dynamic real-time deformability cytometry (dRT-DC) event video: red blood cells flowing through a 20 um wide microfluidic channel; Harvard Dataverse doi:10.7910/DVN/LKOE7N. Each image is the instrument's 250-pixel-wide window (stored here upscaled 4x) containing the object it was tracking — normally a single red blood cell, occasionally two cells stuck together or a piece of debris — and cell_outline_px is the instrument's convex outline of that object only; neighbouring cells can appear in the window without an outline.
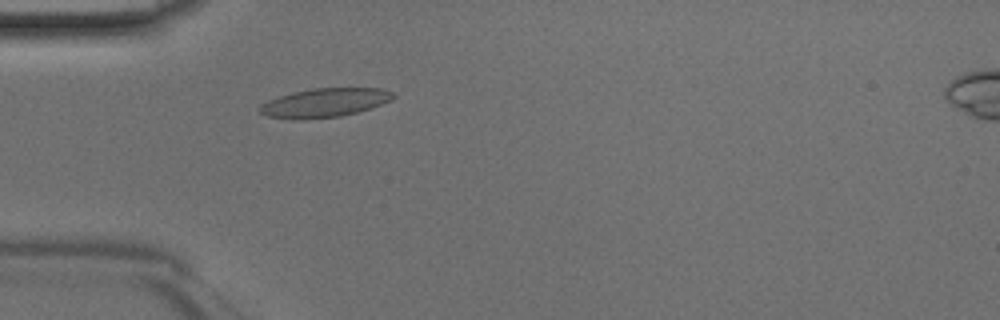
{"species": "Egyptian fruit bat (a non-hibernating species)", "species_latin": "Rousettus aegyptiacus", "temperature_condition": "room temperature", "stored_images_in_passage": 36, "camera_frame_rate_fps": 3000, "um_per_image_px": 0.085, "animal": {"sex": "male"}, "frame": {"image": 1, "passage_image": 4, "time_ms": 1.0, "image_size_px": [1000, 320], "cell_outline_px": [[396, 96], [392, 100], [356, 112], [340, 116], [304, 120], [292, 120], [268, 116], [260, 112], [260, 104], [268, 100], [292, 92], [312, 88], [380, 88], [392, 92]], "centroid_in_image_um": [27.56, 8.73], "position_along_channel_um": 57.4, "area_um2": 22.43}}
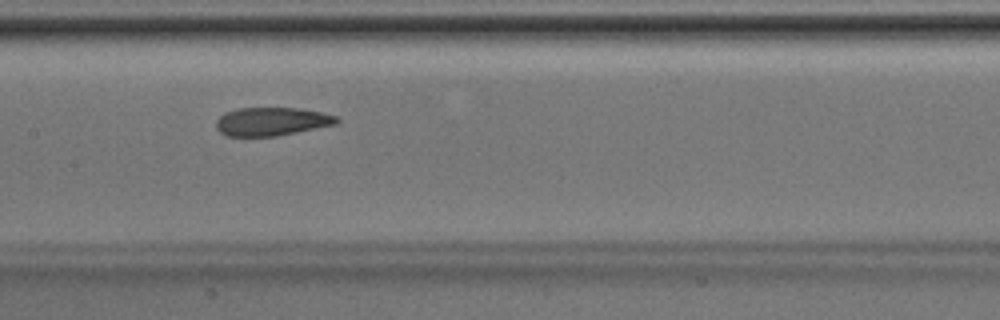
{"frame": {"image": 2, "passage_image": 13, "time_ms": 4.0, "image_size_px": [1000, 320], "cell_outline_px": [[340, 120], [336, 124], [276, 136], [224, 136], [216, 128], [216, 120], [224, 112], [236, 108], [300, 108], [320, 112], [336, 116]], "centroid_in_image_um": [23.05, 10.32], "position_along_channel_um": 184.4, "area_um2": 19.94}}
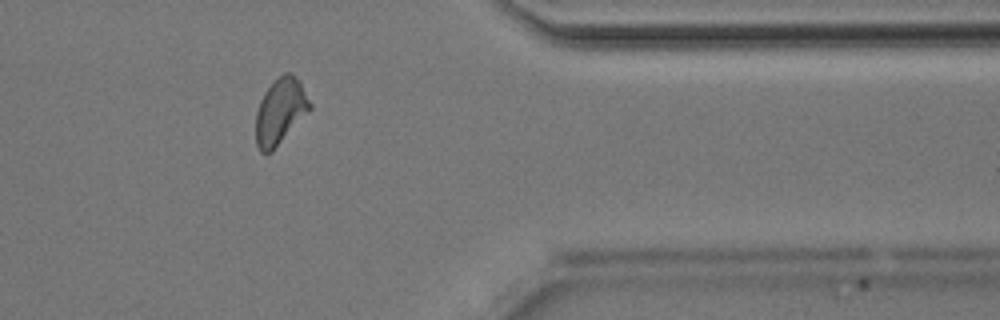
{"frame": {"image": 3, "passage_image": 28, "time_ms": 9.0, "image_size_px": [1000, 320], "cell_outline_px": [[312, 108], [272, 152], [260, 152], [256, 144], [256, 112], [260, 100], [264, 92], [284, 72], [292, 72], [300, 80], [312, 104]], "centroid_in_image_um": [23.84, 9.45], "position_along_channel_um": 387.6, "area_um2": 20.81}}